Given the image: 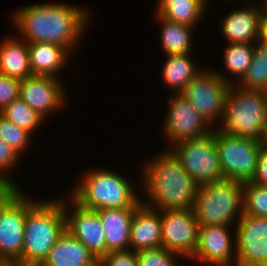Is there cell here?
Instances as JSON below:
<instances>
[{
	"label": "cell",
	"mask_w": 267,
	"mask_h": 266,
	"mask_svg": "<svg viewBox=\"0 0 267 266\" xmlns=\"http://www.w3.org/2000/svg\"><path fill=\"white\" fill-rule=\"evenodd\" d=\"M13 12L10 20L20 33V39L27 43L58 44L71 54L77 50L75 48L90 24V11L86 7L64 2L31 4Z\"/></svg>",
	"instance_id": "6da1fadb"
},
{
	"label": "cell",
	"mask_w": 267,
	"mask_h": 266,
	"mask_svg": "<svg viewBox=\"0 0 267 266\" xmlns=\"http://www.w3.org/2000/svg\"><path fill=\"white\" fill-rule=\"evenodd\" d=\"M162 152L143 164L140 188L147 200L141 202L160 211L193 209L200 185L170 149Z\"/></svg>",
	"instance_id": "7a4b0ae2"
},
{
	"label": "cell",
	"mask_w": 267,
	"mask_h": 266,
	"mask_svg": "<svg viewBox=\"0 0 267 266\" xmlns=\"http://www.w3.org/2000/svg\"><path fill=\"white\" fill-rule=\"evenodd\" d=\"M30 198L27 195L22 266H40L66 230L63 197L48 201Z\"/></svg>",
	"instance_id": "3957f363"
},
{
	"label": "cell",
	"mask_w": 267,
	"mask_h": 266,
	"mask_svg": "<svg viewBox=\"0 0 267 266\" xmlns=\"http://www.w3.org/2000/svg\"><path fill=\"white\" fill-rule=\"evenodd\" d=\"M82 175L67 196L83 208L96 211L142 204L140 195L128 179L114 170L92 168Z\"/></svg>",
	"instance_id": "277c9868"
},
{
	"label": "cell",
	"mask_w": 267,
	"mask_h": 266,
	"mask_svg": "<svg viewBox=\"0 0 267 266\" xmlns=\"http://www.w3.org/2000/svg\"><path fill=\"white\" fill-rule=\"evenodd\" d=\"M216 128L226 135L267 144V92L230 85L224 115Z\"/></svg>",
	"instance_id": "5b68a950"
},
{
	"label": "cell",
	"mask_w": 267,
	"mask_h": 266,
	"mask_svg": "<svg viewBox=\"0 0 267 266\" xmlns=\"http://www.w3.org/2000/svg\"><path fill=\"white\" fill-rule=\"evenodd\" d=\"M193 212L199 225H230L233 229L243 214V182L225 179L200 185Z\"/></svg>",
	"instance_id": "8992f818"
},
{
	"label": "cell",
	"mask_w": 267,
	"mask_h": 266,
	"mask_svg": "<svg viewBox=\"0 0 267 266\" xmlns=\"http://www.w3.org/2000/svg\"><path fill=\"white\" fill-rule=\"evenodd\" d=\"M170 150L199 185L225 180L215 143V127L208 135L181 141Z\"/></svg>",
	"instance_id": "52a82bcc"
},
{
	"label": "cell",
	"mask_w": 267,
	"mask_h": 266,
	"mask_svg": "<svg viewBox=\"0 0 267 266\" xmlns=\"http://www.w3.org/2000/svg\"><path fill=\"white\" fill-rule=\"evenodd\" d=\"M215 143L224 179L251 181L262 143L244 137L226 135L215 127Z\"/></svg>",
	"instance_id": "ba28073f"
},
{
	"label": "cell",
	"mask_w": 267,
	"mask_h": 266,
	"mask_svg": "<svg viewBox=\"0 0 267 266\" xmlns=\"http://www.w3.org/2000/svg\"><path fill=\"white\" fill-rule=\"evenodd\" d=\"M229 84L212 69L204 68L180 93L212 127L221 122ZM219 121V122H218Z\"/></svg>",
	"instance_id": "9c48e42d"
},
{
	"label": "cell",
	"mask_w": 267,
	"mask_h": 266,
	"mask_svg": "<svg viewBox=\"0 0 267 266\" xmlns=\"http://www.w3.org/2000/svg\"><path fill=\"white\" fill-rule=\"evenodd\" d=\"M27 195L18 189L0 207V264L22 266Z\"/></svg>",
	"instance_id": "30bf717a"
},
{
	"label": "cell",
	"mask_w": 267,
	"mask_h": 266,
	"mask_svg": "<svg viewBox=\"0 0 267 266\" xmlns=\"http://www.w3.org/2000/svg\"><path fill=\"white\" fill-rule=\"evenodd\" d=\"M167 101L169 107L161 130H164L167 146L170 145L168 149L181 141L198 139L212 132L213 128L184 96L174 93Z\"/></svg>",
	"instance_id": "8fae6325"
},
{
	"label": "cell",
	"mask_w": 267,
	"mask_h": 266,
	"mask_svg": "<svg viewBox=\"0 0 267 266\" xmlns=\"http://www.w3.org/2000/svg\"><path fill=\"white\" fill-rule=\"evenodd\" d=\"M160 218L161 246L179 254L181 258L190 259L197 245L199 231L193 209L162 210Z\"/></svg>",
	"instance_id": "7c38bea8"
},
{
	"label": "cell",
	"mask_w": 267,
	"mask_h": 266,
	"mask_svg": "<svg viewBox=\"0 0 267 266\" xmlns=\"http://www.w3.org/2000/svg\"><path fill=\"white\" fill-rule=\"evenodd\" d=\"M235 227L236 266H267V218L242 214Z\"/></svg>",
	"instance_id": "4fadbf2b"
},
{
	"label": "cell",
	"mask_w": 267,
	"mask_h": 266,
	"mask_svg": "<svg viewBox=\"0 0 267 266\" xmlns=\"http://www.w3.org/2000/svg\"><path fill=\"white\" fill-rule=\"evenodd\" d=\"M230 229V225H199L197 245L189 260L210 266H236V237Z\"/></svg>",
	"instance_id": "5bb4252c"
},
{
	"label": "cell",
	"mask_w": 267,
	"mask_h": 266,
	"mask_svg": "<svg viewBox=\"0 0 267 266\" xmlns=\"http://www.w3.org/2000/svg\"><path fill=\"white\" fill-rule=\"evenodd\" d=\"M60 80L52 76L27 77L21 80L19 98L46 120L67 105L66 89Z\"/></svg>",
	"instance_id": "9a60e30c"
},
{
	"label": "cell",
	"mask_w": 267,
	"mask_h": 266,
	"mask_svg": "<svg viewBox=\"0 0 267 266\" xmlns=\"http://www.w3.org/2000/svg\"><path fill=\"white\" fill-rule=\"evenodd\" d=\"M66 230L81 241L97 258L106 255L104 226L95 210L79 206L70 197H63Z\"/></svg>",
	"instance_id": "2e32d148"
},
{
	"label": "cell",
	"mask_w": 267,
	"mask_h": 266,
	"mask_svg": "<svg viewBox=\"0 0 267 266\" xmlns=\"http://www.w3.org/2000/svg\"><path fill=\"white\" fill-rule=\"evenodd\" d=\"M261 19L260 3L255 2L232 9L220 22V30L229 43H254L261 38Z\"/></svg>",
	"instance_id": "e0dca14e"
},
{
	"label": "cell",
	"mask_w": 267,
	"mask_h": 266,
	"mask_svg": "<svg viewBox=\"0 0 267 266\" xmlns=\"http://www.w3.org/2000/svg\"><path fill=\"white\" fill-rule=\"evenodd\" d=\"M160 210L141 204L134 212L130 226V250L161 247Z\"/></svg>",
	"instance_id": "ac0fdd59"
},
{
	"label": "cell",
	"mask_w": 267,
	"mask_h": 266,
	"mask_svg": "<svg viewBox=\"0 0 267 266\" xmlns=\"http://www.w3.org/2000/svg\"><path fill=\"white\" fill-rule=\"evenodd\" d=\"M137 208L125 207L96 210L106 234V254L110 251L130 250V226Z\"/></svg>",
	"instance_id": "d6986e66"
},
{
	"label": "cell",
	"mask_w": 267,
	"mask_h": 266,
	"mask_svg": "<svg viewBox=\"0 0 267 266\" xmlns=\"http://www.w3.org/2000/svg\"><path fill=\"white\" fill-rule=\"evenodd\" d=\"M92 252L65 230L40 266H98Z\"/></svg>",
	"instance_id": "ffe728a7"
},
{
	"label": "cell",
	"mask_w": 267,
	"mask_h": 266,
	"mask_svg": "<svg viewBox=\"0 0 267 266\" xmlns=\"http://www.w3.org/2000/svg\"><path fill=\"white\" fill-rule=\"evenodd\" d=\"M27 46L33 75L61 79L60 70L67 66L71 54L66 48L48 42L27 43Z\"/></svg>",
	"instance_id": "44dd1931"
},
{
	"label": "cell",
	"mask_w": 267,
	"mask_h": 266,
	"mask_svg": "<svg viewBox=\"0 0 267 266\" xmlns=\"http://www.w3.org/2000/svg\"><path fill=\"white\" fill-rule=\"evenodd\" d=\"M17 37L0 41V74L23 80L33 76L27 42Z\"/></svg>",
	"instance_id": "7402d4cb"
},
{
	"label": "cell",
	"mask_w": 267,
	"mask_h": 266,
	"mask_svg": "<svg viewBox=\"0 0 267 266\" xmlns=\"http://www.w3.org/2000/svg\"><path fill=\"white\" fill-rule=\"evenodd\" d=\"M190 54L192 53L169 54L165 57L163 69L161 68L162 80L175 94H180L185 86L204 69L197 66Z\"/></svg>",
	"instance_id": "603a6c76"
},
{
	"label": "cell",
	"mask_w": 267,
	"mask_h": 266,
	"mask_svg": "<svg viewBox=\"0 0 267 266\" xmlns=\"http://www.w3.org/2000/svg\"><path fill=\"white\" fill-rule=\"evenodd\" d=\"M160 23L161 50L165 55L192 53V34L195 27L166 20L155 14ZM192 32V33H191Z\"/></svg>",
	"instance_id": "cb8c5ba5"
},
{
	"label": "cell",
	"mask_w": 267,
	"mask_h": 266,
	"mask_svg": "<svg viewBox=\"0 0 267 266\" xmlns=\"http://www.w3.org/2000/svg\"><path fill=\"white\" fill-rule=\"evenodd\" d=\"M253 52L254 43H229L223 52L222 62L226 67V72L234 78L232 79L231 75L229 77L226 73L224 74V71H214L229 85H236L246 74L252 61ZM235 77H237V80Z\"/></svg>",
	"instance_id": "d4e9b609"
},
{
	"label": "cell",
	"mask_w": 267,
	"mask_h": 266,
	"mask_svg": "<svg viewBox=\"0 0 267 266\" xmlns=\"http://www.w3.org/2000/svg\"><path fill=\"white\" fill-rule=\"evenodd\" d=\"M241 88L267 92V44L259 40L254 42L252 61L239 83Z\"/></svg>",
	"instance_id": "484cf974"
},
{
	"label": "cell",
	"mask_w": 267,
	"mask_h": 266,
	"mask_svg": "<svg viewBox=\"0 0 267 266\" xmlns=\"http://www.w3.org/2000/svg\"><path fill=\"white\" fill-rule=\"evenodd\" d=\"M209 1H180L168 5L159 15L166 20L197 27L208 8Z\"/></svg>",
	"instance_id": "4316f807"
},
{
	"label": "cell",
	"mask_w": 267,
	"mask_h": 266,
	"mask_svg": "<svg viewBox=\"0 0 267 266\" xmlns=\"http://www.w3.org/2000/svg\"><path fill=\"white\" fill-rule=\"evenodd\" d=\"M0 114L31 134L44 124V118L30 108L22 99L18 98L8 104Z\"/></svg>",
	"instance_id": "83f0119b"
},
{
	"label": "cell",
	"mask_w": 267,
	"mask_h": 266,
	"mask_svg": "<svg viewBox=\"0 0 267 266\" xmlns=\"http://www.w3.org/2000/svg\"><path fill=\"white\" fill-rule=\"evenodd\" d=\"M243 214L267 218V187L243 182Z\"/></svg>",
	"instance_id": "f1b7e54d"
},
{
	"label": "cell",
	"mask_w": 267,
	"mask_h": 266,
	"mask_svg": "<svg viewBox=\"0 0 267 266\" xmlns=\"http://www.w3.org/2000/svg\"><path fill=\"white\" fill-rule=\"evenodd\" d=\"M31 134L29 131L16 126L0 114V139L11 146L20 155L30 145Z\"/></svg>",
	"instance_id": "f546056e"
},
{
	"label": "cell",
	"mask_w": 267,
	"mask_h": 266,
	"mask_svg": "<svg viewBox=\"0 0 267 266\" xmlns=\"http://www.w3.org/2000/svg\"><path fill=\"white\" fill-rule=\"evenodd\" d=\"M136 255L138 266H182L177 261L181 256L162 246L137 251Z\"/></svg>",
	"instance_id": "4dcf8cb0"
},
{
	"label": "cell",
	"mask_w": 267,
	"mask_h": 266,
	"mask_svg": "<svg viewBox=\"0 0 267 266\" xmlns=\"http://www.w3.org/2000/svg\"><path fill=\"white\" fill-rule=\"evenodd\" d=\"M20 158V154L17 151L0 139V180L9 182L19 188L21 186L15 183L13 181L15 179L10 176V172H12L10 170L17 167Z\"/></svg>",
	"instance_id": "1f68e13d"
},
{
	"label": "cell",
	"mask_w": 267,
	"mask_h": 266,
	"mask_svg": "<svg viewBox=\"0 0 267 266\" xmlns=\"http://www.w3.org/2000/svg\"><path fill=\"white\" fill-rule=\"evenodd\" d=\"M21 80L0 74V112L19 98Z\"/></svg>",
	"instance_id": "d6a6232c"
},
{
	"label": "cell",
	"mask_w": 267,
	"mask_h": 266,
	"mask_svg": "<svg viewBox=\"0 0 267 266\" xmlns=\"http://www.w3.org/2000/svg\"><path fill=\"white\" fill-rule=\"evenodd\" d=\"M98 266H138L136 251H110L99 259Z\"/></svg>",
	"instance_id": "836d02e7"
},
{
	"label": "cell",
	"mask_w": 267,
	"mask_h": 266,
	"mask_svg": "<svg viewBox=\"0 0 267 266\" xmlns=\"http://www.w3.org/2000/svg\"><path fill=\"white\" fill-rule=\"evenodd\" d=\"M250 182L267 187V144L261 147L255 174Z\"/></svg>",
	"instance_id": "e575fe53"
},
{
	"label": "cell",
	"mask_w": 267,
	"mask_h": 266,
	"mask_svg": "<svg viewBox=\"0 0 267 266\" xmlns=\"http://www.w3.org/2000/svg\"><path fill=\"white\" fill-rule=\"evenodd\" d=\"M19 189L16 185L0 180V207Z\"/></svg>",
	"instance_id": "d590c367"
},
{
	"label": "cell",
	"mask_w": 267,
	"mask_h": 266,
	"mask_svg": "<svg viewBox=\"0 0 267 266\" xmlns=\"http://www.w3.org/2000/svg\"><path fill=\"white\" fill-rule=\"evenodd\" d=\"M180 1H209V0H158L155 14H160L168 5Z\"/></svg>",
	"instance_id": "8d00e7d4"
},
{
	"label": "cell",
	"mask_w": 267,
	"mask_h": 266,
	"mask_svg": "<svg viewBox=\"0 0 267 266\" xmlns=\"http://www.w3.org/2000/svg\"><path fill=\"white\" fill-rule=\"evenodd\" d=\"M261 41L267 44V19H261Z\"/></svg>",
	"instance_id": "74e56055"
},
{
	"label": "cell",
	"mask_w": 267,
	"mask_h": 266,
	"mask_svg": "<svg viewBox=\"0 0 267 266\" xmlns=\"http://www.w3.org/2000/svg\"><path fill=\"white\" fill-rule=\"evenodd\" d=\"M259 3H261L262 19H267V0Z\"/></svg>",
	"instance_id": "f35d334b"
},
{
	"label": "cell",
	"mask_w": 267,
	"mask_h": 266,
	"mask_svg": "<svg viewBox=\"0 0 267 266\" xmlns=\"http://www.w3.org/2000/svg\"><path fill=\"white\" fill-rule=\"evenodd\" d=\"M0 266H21V265H17V264H0Z\"/></svg>",
	"instance_id": "ab89813d"
}]
</instances>
